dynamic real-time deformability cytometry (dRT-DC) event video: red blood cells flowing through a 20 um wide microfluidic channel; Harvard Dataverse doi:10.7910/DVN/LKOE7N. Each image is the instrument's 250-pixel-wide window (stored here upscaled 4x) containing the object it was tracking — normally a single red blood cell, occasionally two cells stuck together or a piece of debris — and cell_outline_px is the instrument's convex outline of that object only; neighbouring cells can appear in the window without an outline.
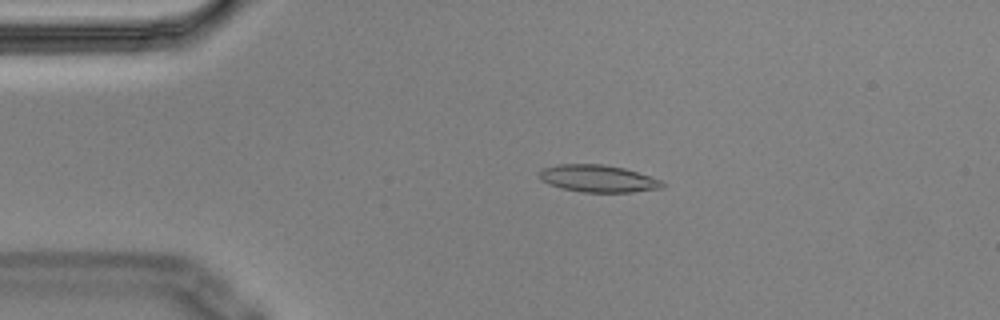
{"species": "Egyptian fruit bat (a non-hibernating species)", "species_latin": "Rousettus aegyptiacus", "temperature_condition": "cold", "stored_images_in_passage": 4, "camera_frame_rate_fps": 3000, "um_per_image_px": 0.085, "animal": {"sex": "male"}, "frame": {"image": 1, "passage_image": 3, "time_ms": 0.667, "image_size_px": [1000, 320], "cell_outline_px": [[664, 188], [632, 192], [584, 192], [564, 188], [548, 184], [540, 180], [540, 168], [556, 164], [604, 164], [624, 168], [664, 180]], "centroid_in_image_um": [50.86, 15.17], "position_along_channel_um": 34.1, "area_um2": 19.65}}